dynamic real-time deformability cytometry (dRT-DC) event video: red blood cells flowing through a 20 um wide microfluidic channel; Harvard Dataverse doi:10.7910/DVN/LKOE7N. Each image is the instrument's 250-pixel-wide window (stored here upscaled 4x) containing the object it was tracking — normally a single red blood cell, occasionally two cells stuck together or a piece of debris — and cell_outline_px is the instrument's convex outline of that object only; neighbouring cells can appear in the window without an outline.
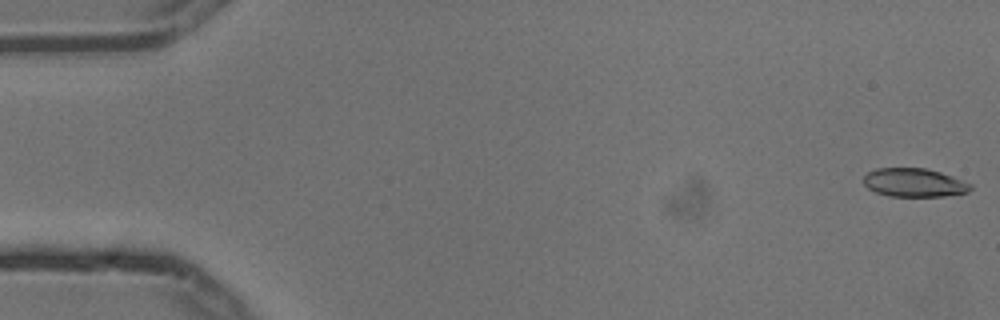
{"species": "common noctule bat (a hibernating species)", "species_latin": "Nyctalus noctula", "temperature_condition": "cold", "stored_images_in_passage": 5, "camera_frame_rate_fps": 3000, "um_per_image_px": 0.085, "animal": {"sex": "male", "body_mass_g": 13.3}, "frame": {"image": 1, "passage_image": 1, "time_ms": 0.0, "image_size_px": [1000, 320], "cell_outline_px": [[972, 188], [968, 192], [944, 196], [888, 196], [876, 192], [868, 188], [864, 184], [864, 176], [868, 172], [876, 168], [924, 168], [940, 172], [952, 176], [972, 184]], "centroid_in_image_um": [77.7, 15.52], "position_along_channel_um": 7.3, "area_um2": 17.74}}
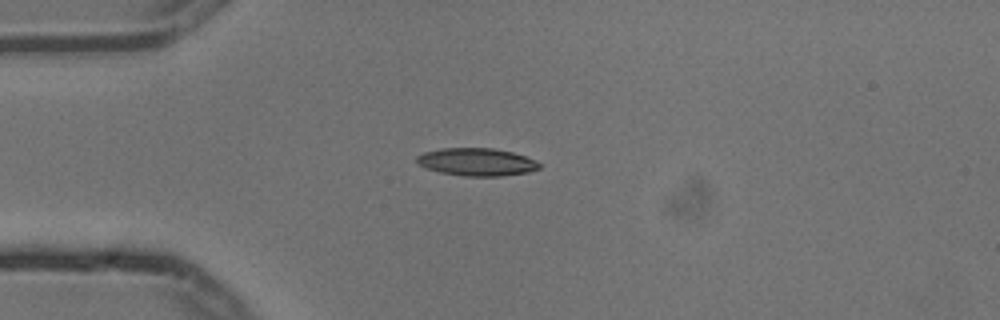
{"frame": {"image": 2, "passage_image": 4, "time_ms": 1.0, "image_size_px": [1000, 320], "cell_outline_px": [[540, 168], [528, 172], [500, 176], [464, 176], [440, 172], [416, 164], [416, 156], [424, 152], [440, 148], [492, 148], [512, 152], [536, 160], [540, 164]], "centroid_in_image_um": [40.5, 13.76], "position_along_channel_um": 44.5, "area_um2": 19.77}}